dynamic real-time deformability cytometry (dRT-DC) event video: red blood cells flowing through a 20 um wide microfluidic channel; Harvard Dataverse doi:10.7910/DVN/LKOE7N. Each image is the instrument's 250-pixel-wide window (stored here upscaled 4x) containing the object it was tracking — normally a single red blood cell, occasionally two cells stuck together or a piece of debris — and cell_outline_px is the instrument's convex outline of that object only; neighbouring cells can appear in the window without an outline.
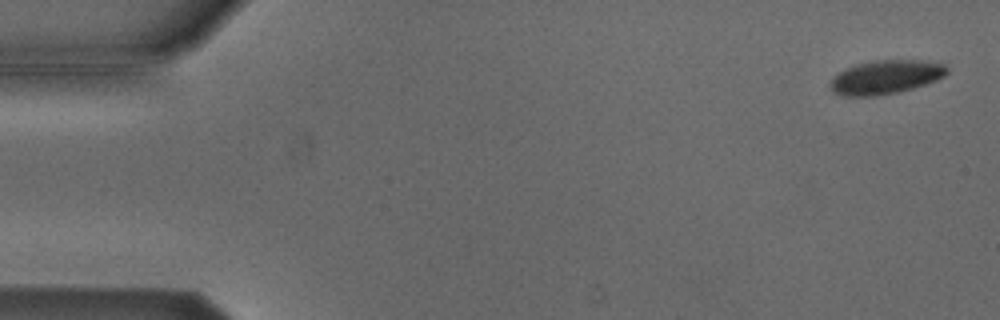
{"species": "Egyptian fruit bat (a non-hibernating species)", "species_latin": "Rousettus aegyptiacus", "temperature_condition": "cold", "stored_images_in_passage": 4, "camera_frame_rate_fps": 3000, "um_per_image_px": 0.085, "animal": {"sex": "male"}, "frame": {"image": 1, "passage_image": 1, "time_ms": 0.0, "image_size_px": [1000, 320], "cell_outline_px": [[948, 72], [944, 76], [936, 80], [900, 92], [872, 96], [840, 96], [832, 92], [828, 84], [832, 76], [844, 68], [856, 64], [876, 60], [920, 60], [944, 64], [948, 68]], "centroid_in_image_um": [75.21, 6.56], "position_along_channel_um": 9.8, "area_um2": 23.24}}